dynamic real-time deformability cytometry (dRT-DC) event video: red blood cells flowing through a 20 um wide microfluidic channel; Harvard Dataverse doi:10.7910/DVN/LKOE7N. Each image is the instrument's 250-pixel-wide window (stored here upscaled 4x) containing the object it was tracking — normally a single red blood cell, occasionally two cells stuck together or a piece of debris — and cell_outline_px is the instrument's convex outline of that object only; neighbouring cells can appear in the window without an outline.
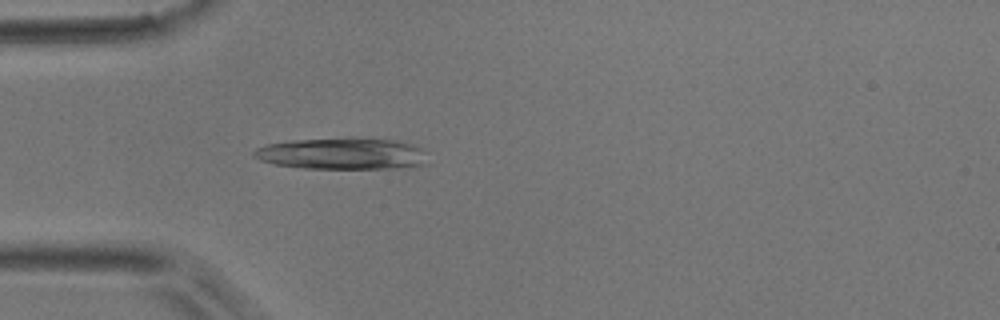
{"species": "common noctule bat (a hibernating species)", "species_latin": "Nyctalus noctula", "temperature_condition": "room temperature", "stored_images_in_passage": 39, "camera_frame_rate_fps": 3000, "um_per_image_px": 0.085, "animal": {"sex": "male", "body_mass_g": 17.9}, "frame": {"image": 1, "passage_image": 10, "time_ms": 3.0, "image_size_px": [1000, 320], "cell_outline_px": [[428, 164], [412, 168], [304, 168], [276, 164], [260, 160], [252, 156], [252, 152], [256, 148], [268, 144], [292, 140], [356, 136], [408, 140], [428, 152]], "centroid_in_image_um": [29.26, 13.03], "position_along_channel_um": 55.7, "area_um2": 33.35}}
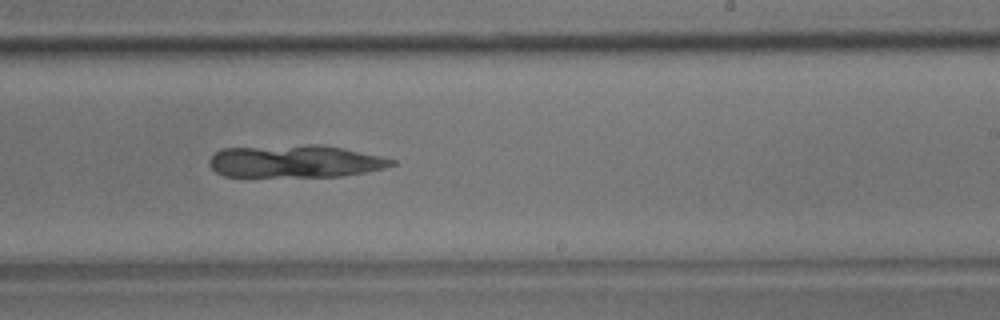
{"frame": {"image": 2, "passage_image": 26, "time_ms": 8.333, "image_size_px": [1000, 320], "cell_outline_px": [[396, 164], [384, 168], [344, 176], [224, 176], [216, 172], [208, 164], [208, 160], [216, 152], [224, 148], [308, 144], [324, 144], [344, 148], [380, 156], [396, 160]], "centroid_in_image_um": [25.1, 13.7], "position_along_channel_um": 263.9, "area_um2": 34.62}}
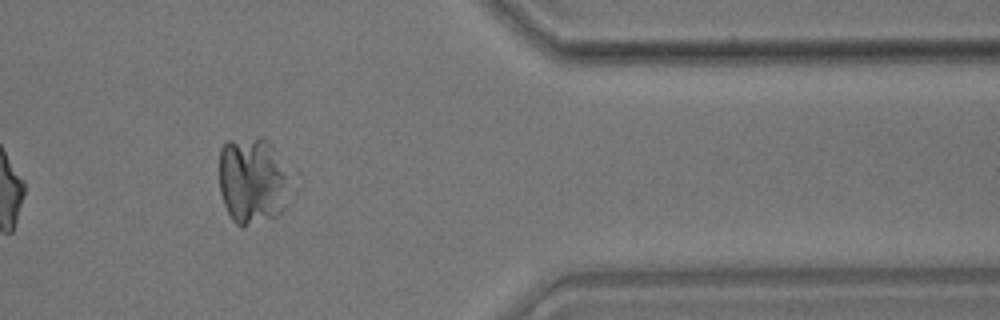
{"frame": {"image": 3, "passage_image": 37, "time_ms": 12.0, "image_size_px": [1000, 320], "cell_outline_px": [[284, 208], [276, 216], [244, 224], [236, 224], [232, 220], [224, 204], [220, 192], [220, 148], [228, 140], [260, 136], [268, 140], [272, 144], [284, 176]], "centroid_in_image_um": [21.34, 15.29], "position_along_channel_um": 390.1, "area_um2": 34.28}}